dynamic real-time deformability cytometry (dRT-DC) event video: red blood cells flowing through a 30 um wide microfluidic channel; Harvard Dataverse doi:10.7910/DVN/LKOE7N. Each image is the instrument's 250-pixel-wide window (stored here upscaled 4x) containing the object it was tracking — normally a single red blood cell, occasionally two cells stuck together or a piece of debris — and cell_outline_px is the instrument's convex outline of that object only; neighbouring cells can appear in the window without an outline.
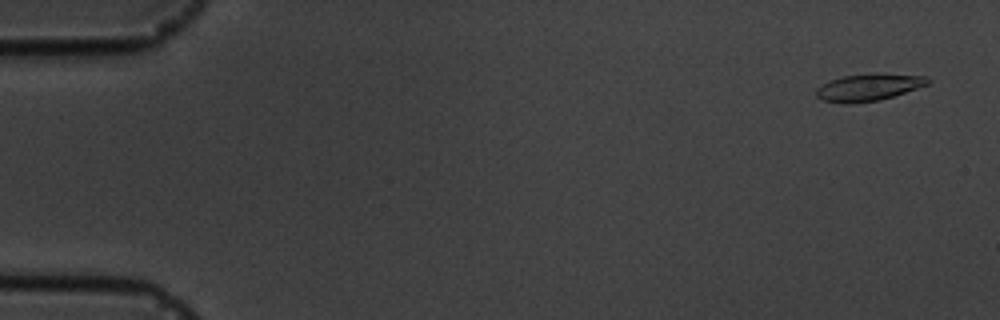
{"species": "common noctule bat (a hibernating species)", "species_latin": "Nyctalus noctula", "temperature_condition": "cold", "stored_images_in_passage": 5, "camera_frame_rate_fps": 3000, "um_per_image_px": 0.085, "animal": {"sex": "male", "body_mass_g": 19.5, "forearm_length_mm": 54.6}, "frame": {"image": 1, "passage_image": 1, "time_ms": 0.0, "image_size_px": [1000, 320], "cell_outline_px": [[932, 80], [928, 84], [880, 100], [852, 104], [844, 104], [824, 100], [816, 96], [816, 88], [832, 80], [844, 76], [928, 76]], "centroid_in_image_um": [73.78, 7.48], "position_along_channel_um": 11.2, "area_um2": 16.47}}
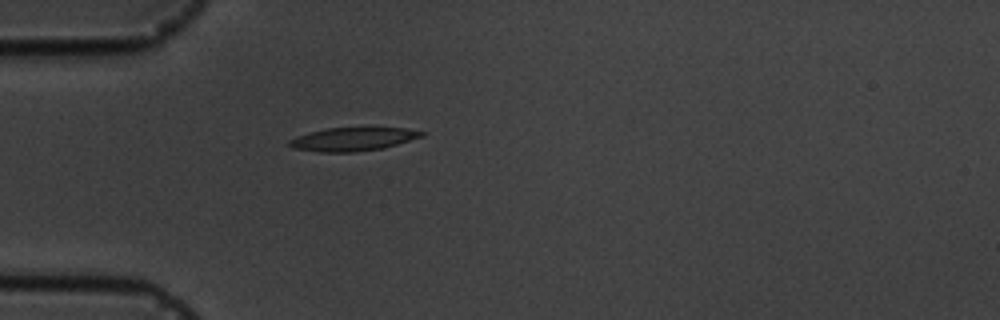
{"frame": {"image": 2, "passage_image": 5, "time_ms": 4.667, "image_size_px": [1000, 320], "cell_outline_px": [[424, 136], [384, 148], [352, 152], [320, 152], [292, 148], [288, 144], [288, 140], [296, 136], [328, 128], [404, 128], [424, 132]], "centroid_in_image_um": [29.98, 11.84], "position_along_channel_um": 55.0, "area_um2": 17.86}}